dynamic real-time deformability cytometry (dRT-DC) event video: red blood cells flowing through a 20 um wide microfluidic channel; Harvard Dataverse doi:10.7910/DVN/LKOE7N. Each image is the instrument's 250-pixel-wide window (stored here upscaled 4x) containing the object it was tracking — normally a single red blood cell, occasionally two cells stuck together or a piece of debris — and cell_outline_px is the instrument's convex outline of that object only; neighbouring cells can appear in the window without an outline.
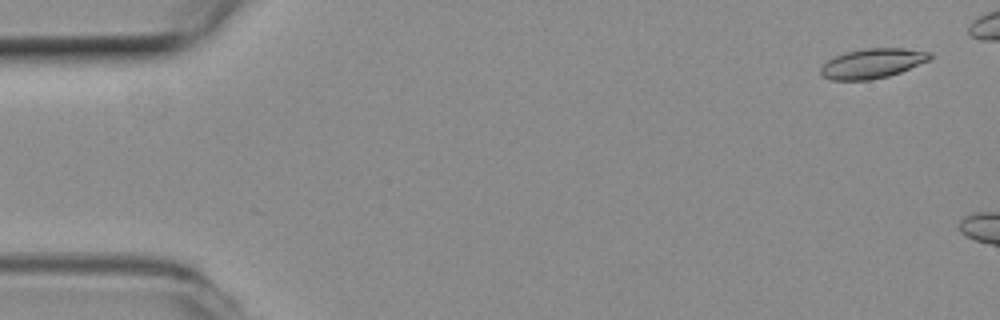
{"species": "common noctule bat (a hibernating species)", "species_latin": "Nyctalus noctula", "temperature_condition": "room temperature", "stored_images_in_passage": 7, "camera_frame_rate_fps": 3000, "um_per_image_px": 0.085, "animal": {"sex": "female", "body_mass_g": 19.3, "forearm_length_mm": 54.1}, "frame": {"image": 1, "passage_image": 3, "time_ms": 0.667, "image_size_px": [1000, 320], "cell_outline_px": [[932, 56], [928, 60], [900, 72], [888, 76], [868, 80], [828, 80], [820, 72], [820, 68], [828, 60], [836, 56], [848, 52], [868, 48], [904, 48], [932, 52]], "centroid_in_image_um": [74.15, 5.39], "position_along_channel_um": 10.8, "area_um2": 18.67}}